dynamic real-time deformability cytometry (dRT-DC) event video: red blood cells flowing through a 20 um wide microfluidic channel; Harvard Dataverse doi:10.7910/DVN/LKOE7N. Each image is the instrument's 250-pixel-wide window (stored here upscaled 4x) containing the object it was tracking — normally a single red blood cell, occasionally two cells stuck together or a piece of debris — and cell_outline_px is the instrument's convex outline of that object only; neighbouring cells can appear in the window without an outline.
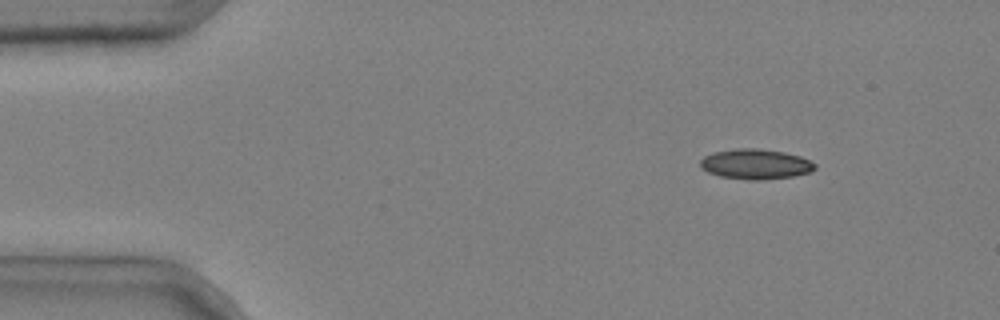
{"species": "common noctule bat (a hibernating species)", "species_latin": "Nyctalus noctula", "temperature_condition": "cold", "stored_images_in_passage": 4, "camera_frame_rate_fps": 3000, "um_per_image_px": 0.085, "animal": {"sex": "male", "body_mass_g": 20.4}, "frame": {"image": 1, "passage_image": 1, "time_ms": 0.0, "image_size_px": [1000, 320], "cell_outline_px": [[816, 168], [812, 172], [792, 176], [760, 180], [748, 180], [720, 176], [708, 172], [700, 164], [700, 160], [704, 156], [712, 152], [736, 148], [760, 148], [784, 152], [800, 156], [816, 164]], "centroid_in_image_um": [64.23, 13.94], "position_along_channel_um": 20.8, "area_um2": 20.17}}
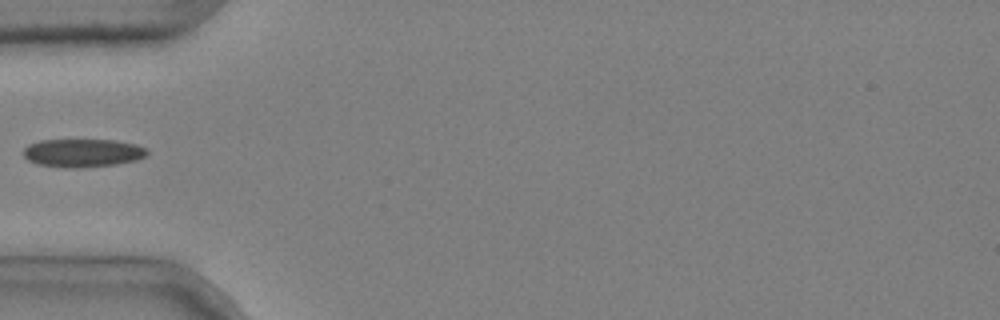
{"frame": {"image": 2, "passage_image": 4, "time_ms": 1.0, "image_size_px": [1000, 320], "cell_outline_px": [[148, 152], [144, 156], [136, 160], [116, 164], [80, 168], [64, 168], [36, 164], [28, 160], [24, 156], [24, 148], [28, 144], [40, 140], [116, 140], [136, 144], [144, 148]], "centroid_in_image_um": [6.99, 13.0], "position_along_channel_um": 78.0, "area_um2": 20.4}}